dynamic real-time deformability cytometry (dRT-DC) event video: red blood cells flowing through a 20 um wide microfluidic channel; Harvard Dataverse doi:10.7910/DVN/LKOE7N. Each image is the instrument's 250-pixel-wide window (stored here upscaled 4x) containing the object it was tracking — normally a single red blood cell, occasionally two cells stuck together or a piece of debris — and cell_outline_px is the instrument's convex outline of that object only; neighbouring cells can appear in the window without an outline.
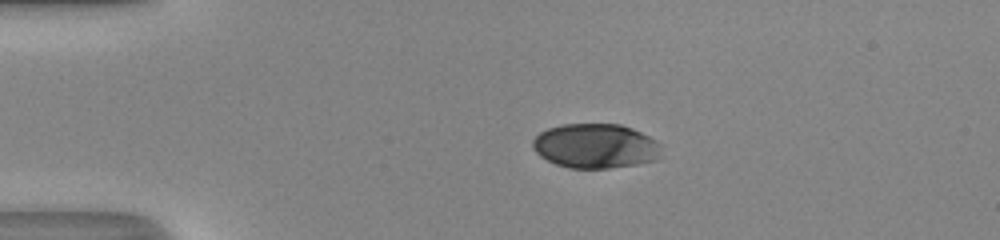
{"species": "human", "species_latin": "Homo sapiens", "temperature_condition": "room temperature", "stored_images_in_passage": 40, "camera_frame_rate_fps": 3000, "um_per_image_px": 0.085, "donor": {"sex": "male"}, "frame": {"image": 1, "passage_image": 1, "time_ms": 0.0, "image_size_px": [1000, 240], "cell_outline_px": [[660, 144], [656, 160], [636, 164], [608, 168], [568, 168], [556, 164], [540, 156], [532, 148], [532, 140], [540, 132], [548, 128], [564, 124], [620, 124], [632, 128], [656, 140]], "centroid_in_image_um": [50.58, 12.4], "position_along_channel_um": 34.4, "area_um2": 33.23}}
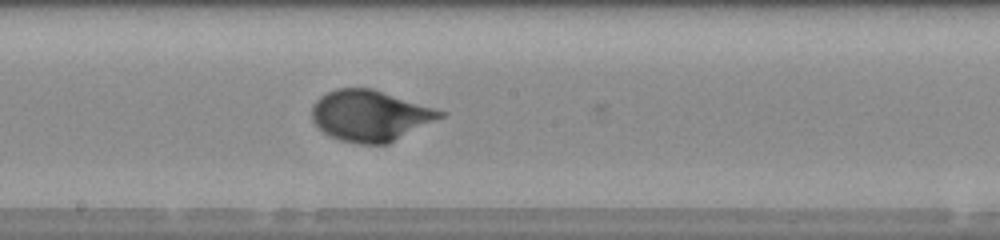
{"frame": {"image": 2, "passage_image": 18, "time_ms": 5.667, "image_size_px": [1000, 240], "cell_outline_px": [[448, 112], [444, 116], [388, 144], [360, 144], [340, 140], [324, 132], [312, 120], [312, 104], [320, 96], [336, 88], [372, 88]], "centroid_in_image_um": [31.47, 9.82], "position_along_channel_um": 216.7, "area_um2": 37.97}}
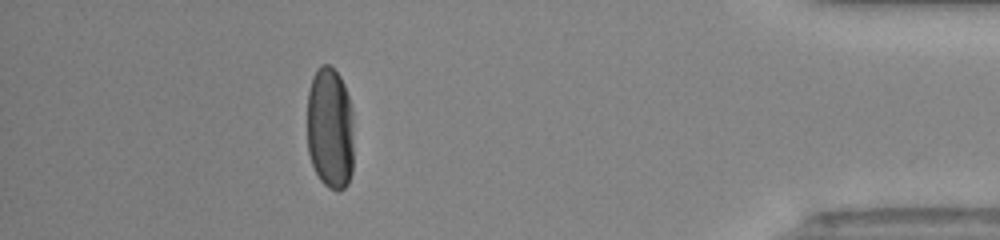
{"frame": {"image": 3, "passage_image": 35, "time_ms": 11.333, "image_size_px": [1000, 240], "cell_outline_px": [[352, 172], [348, 184], [340, 192], [328, 188], [320, 180], [312, 164], [308, 152], [308, 92], [312, 76], [316, 68], [320, 64], [328, 64], [340, 76], [344, 84], [348, 96], [352, 112]], "centroid_in_image_um": [28.05, 10.91], "position_along_channel_um": 407.2, "area_um2": 33.52}, "authors_computed_cell_mechanics": {"area_um2": 35.8071, "velocity_mm_per_s": 4.1843, "shape_relaxation_time_tau1_ms": 2.5785, "shape_relaxation_time_tau2_ms": null, "deformation_change_tau1": 0.1661, "deformation_change_tau2": null}}